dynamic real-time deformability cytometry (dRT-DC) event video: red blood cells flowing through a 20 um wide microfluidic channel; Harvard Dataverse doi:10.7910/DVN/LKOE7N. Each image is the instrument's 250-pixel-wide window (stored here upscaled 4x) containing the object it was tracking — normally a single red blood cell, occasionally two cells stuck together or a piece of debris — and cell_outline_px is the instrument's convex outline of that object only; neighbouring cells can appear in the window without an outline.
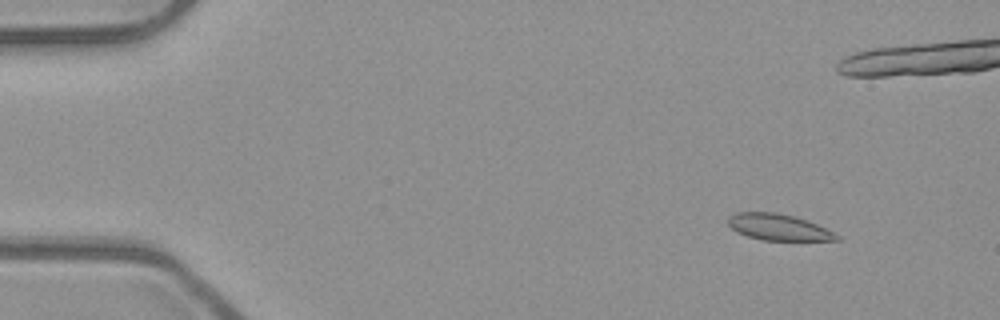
{"species": "common noctule bat (a hibernating species)", "species_latin": "Nyctalus noctula", "temperature_condition": "room temperature", "stored_images_in_passage": 50, "camera_frame_rate_fps": 3000, "um_per_image_px": 0.085, "animal": {"sex": "male", "body_mass_g": 23.1, "forearm_length_mm": 52.7}, "frame": {"image": 1, "passage_image": 2, "time_ms": 0.333, "image_size_px": [1000, 320], "cell_outline_px": [[840, 240], [764, 240], [748, 236], [736, 232], [728, 224], [728, 216], [736, 212], [776, 212], [808, 220], [840, 236]], "centroid_in_image_um": [66.13, 19.3], "position_along_channel_um": 18.9, "area_um2": 16.47}}
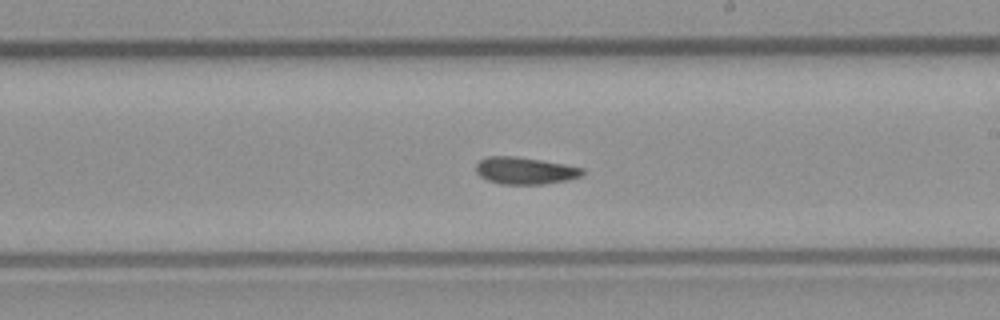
{"frame": {"image": 2, "passage_image": 27, "time_ms": 8.667, "image_size_px": [1000, 320], "cell_outline_px": [[584, 172], [580, 176], [568, 180], [544, 184], [500, 184], [488, 180], [480, 176], [476, 172], [476, 164], [480, 160], [488, 156], [516, 156], [564, 164], [584, 168]], "centroid_in_image_um": [44.61, 14.5], "position_along_channel_um": 244.4, "area_um2": 16.76}}
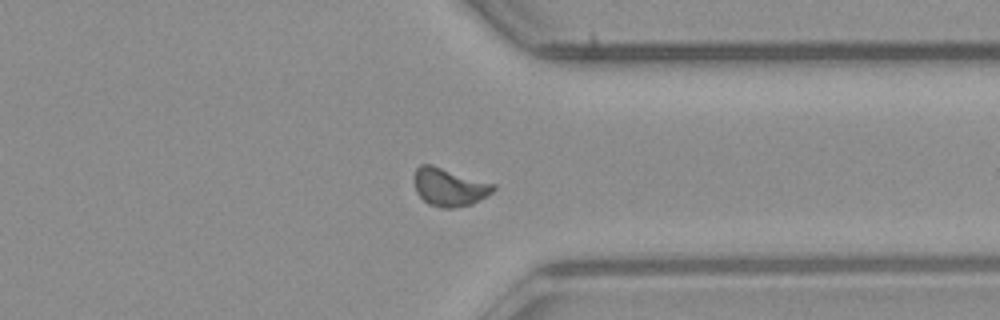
{"frame": {"image": 3, "passage_image": 37, "time_ms": 12.0, "image_size_px": [1000, 320], "cell_outline_px": [[496, 188], [492, 192], [480, 200], [472, 204], [452, 208], [440, 208], [428, 204], [416, 192], [412, 176], [416, 168], [420, 164], [432, 164], [496, 184]], "centroid_in_image_um": [38.16, 15.89], "position_along_channel_um": 373.2, "area_um2": 17.86}, "authors_computed_cell_mechanics": {"area_um2": 16.7042, "velocity_mm_per_s": 3.9379, "shape_relaxation_time_tau1_ms": null, "shape_relaxation_time_tau2_ms": 3.5356, "deformation_change_tau1": null, "deformation_change_tau2": 0.0697}}